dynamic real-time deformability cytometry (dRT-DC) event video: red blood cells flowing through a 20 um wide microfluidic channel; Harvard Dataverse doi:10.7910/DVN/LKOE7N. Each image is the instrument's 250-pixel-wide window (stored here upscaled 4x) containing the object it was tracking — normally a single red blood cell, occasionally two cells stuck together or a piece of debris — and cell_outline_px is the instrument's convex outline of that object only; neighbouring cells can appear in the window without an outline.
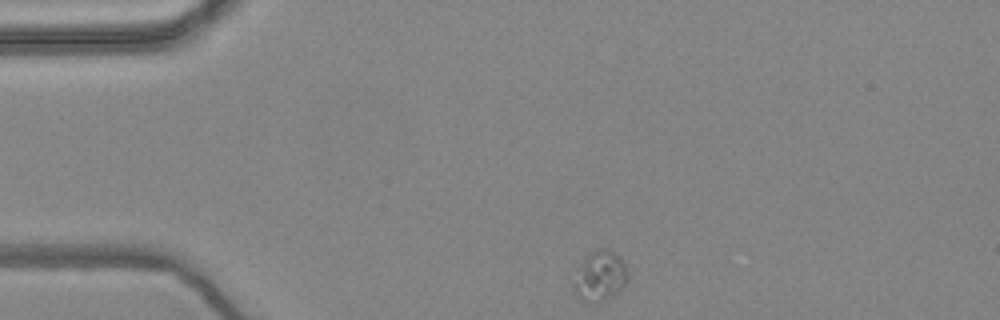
{"species": "common noctule bat (a hibernating species)", "species_latin": "Nyctalus noctula", "temperature_condition": "warm", "stored_images_in_passage": 48, "camera_frame_rate_fps": 3000, "um_per_image_px": 0.085, "animal": {"sex": "female", "body_mass_g": 24.6, "forearm_length_mm": 56.2}, "frame": {"image": 1, "passage_image": 1, "time_ms": 0.0, "image_size_px": [1000, 320], "cell_outline_px": [[628, 280], [624, 284], [604, 300], [596, 304], [588, 304], [580, 300], [572, 292], [572, 268], [588, 252], [600, 248], [608, 248], [620, 256], [628, 272]], "centroid_in_image_um": [50.86, 23.44], "position_along_channel_um": 34.1, "area_um2": 16.76}}
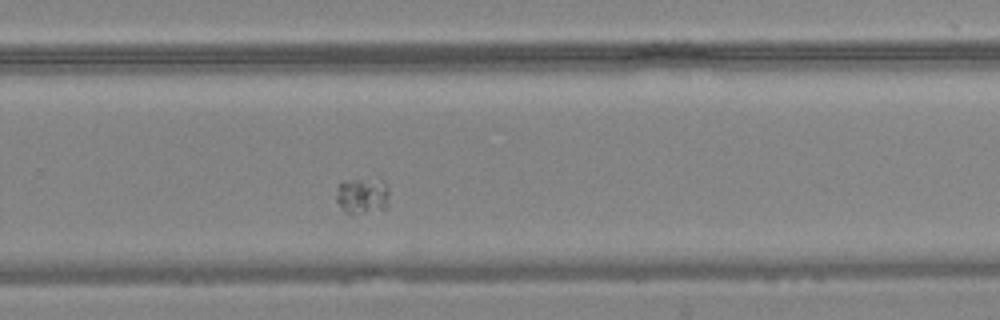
{"frame": {"image": 2, "passage_image": 28, "time_ms": 9.0, "image_size_px": [1000, 320], "cell_outline_px": [[388, 208], [364, 212], [344, 212], [336, 200], [336, 188], [344, 180], [380, 176], [384, 180], [388, 188]], "centroid_in_image_um": [30.83, 16.55], "position_along_channel_um": 299.0, "area_um2": 11.56}}
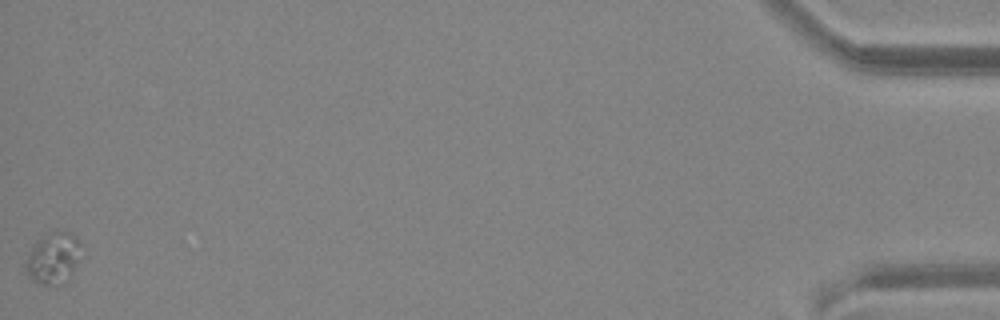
{"frame": {"image": 3, "passage_image": 48, "time_ms": 15.667, "image_size_px": [1000, 320], "cell_outline_px": [[80, 244], [76, 264], [72, 276], [68, 284], [36, 284], [32, 280], [24, 268], [24, 264], [36, 240], [52, 232], [72, 232], [76, 236]], "centroid_in_image_um": [4.52, 21.98], "position_along_channel_um": 430.7, "area_um2": 16.53}}